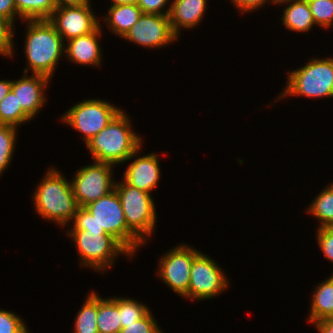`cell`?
I'll return each instance as SVG.
<instances>
[{
  "label": "cell",
  "instance_id": "6da1fadb",
  "mask_svg": "<svg viewBox=\"0 0 333 333\" xmlns=\"http://www.w3.org/2000/svg\"><path fill=\"white\" fill-rule=\"evenodd\" d=\"M71 229L105 231L117 239L133 256L144 245L128 228L117 191L85 207H78Z\"/></svg>",
  "mask_w": 333,
  "mask_h": 333
},
{
  "label": "cell",
  "instance_id": "7a4b0ae2",
  "mask_svg": "<svg viewBox=\"0 0 333 333\" xmlns=\"http://www.w3.org/2000/svg\"><path fill=\"white\" fill-rule=\"evenodd\" d=\"M132 122L123 109L102 129L92 137L86 148L90 151L92 161L117 164L129 161L139 155L142 150V137L134 132Z\"/></svg>",
  "mask_w": 333,
  "mask_h": 333
},
{
  "label": "cell",
  "instance_id": "3957f363",
  "mask_svg": "<svg viewBox=\"0 0 333 333\" xmlns=\"http://www.w3.org/2000/svg\"><path fill=\"white\" fill-rule=\"evenodd\" d=\"M26 25L24 73L41 74L52 79L64 52V41L48 19L23 20ZM28 69L30 71H28Z\"/></svg>",
  "mask_w": 333,
  "mask_h": 333
},
{
  "label": "cell",
  "instance_id": "277c9868",
  "mask_svg": "<svg viewBox=\"0 0 333 333\" xmlns=\"http://www.w3.org/2000/svg\"><path fill=\"white\" fill-rule=\"evenodd\" d=\"M37 185L32 197L38 215L61 227L73 222L78 205L71 182L55 167H51Z\"/></svg>",
  "mask_w": 333,
  "mask_h": 333
},
{
  "label": "cell",
  "instance_id": "5b68a950",
  "mask_svg": "<svg viewBox=\"0 0 333 333\" xmlns=\"http://www.w3.org/2000/svg\"><path fill=\"white\" fill-rule=\"evenodd\" d=\"M77 248L80 265L104 273L112 267L119 256L133 255L112 235L105 231H90L84 229H69L66 233Z\"/></svg>",
  "mask_w": 333,
  "mask_h": 333
},
{
  "label": "cell",
  "instance_id": "8992f818",
  "mask_svg": "<svg viewBox=\"0 0 333 333\" xmlns=\"http://www.w3.org/2000/svg\"><path fill=\"white\" fill-rule=\"evenodd\" d=\"M283 90L278 99L288 96L333 97V57L310 58L306 65L288 73Z\"/></svg>",
  "mask_w": 333,
  "mask_h": 333
},
{
  "label": "cell",
  "instance_id": "52a82bcc",
  "mask_svg": "<svg viewBox=\"0 0 333 333\" xmlns=\"http://www.w3.org/2000/svg\"><path fill=\"white\" fill-rule=\"evenodd\" d=\"M114 189L120 198L127 228L145 245L155 232L157 221L152 195L128 185L123 179L115 182Z\"/></svg>",
  "mask_w": 333,
  "mask_h": 333
},
{
  "label": "cell",
  "instance_id": "ba28073f",
  "mask_svg": "<svg viewBox=\"0 0 333 333\" xmlns=\"http://www.w3.org/2000/svg\"><path fill=\"white\" fill-rule=\"evenodd\" d=\"M122 109L108 101L86 99L68 109L59 119L82 133L86 144L104 129Z\"/></svg>",
  "mask_w": 333,
  "mask_h": 333
},
{
  "label": "cell",
  "instance_id": "9c48e42d",
  "mask_svg": "<svg viewBox=\"0 0 333 333\" xmlns=\"http://www.w3.org/2000/svg\"><path fill=\"white\" fill-rule=\"evenodd\" d=\"M114 167L93 161L91 165L82 166L75 172L70 182L78 207H85L114 190Z\"/></svg>",
  "mask_w": 333,
  "mask_h": 333
},
{
  "label": "cell",
  "instance_id": "30bf717a",
  "mask_svg": "<svg viewBox=\"0 0 333 333\" xmlns=\"http://www.w3.org/2000/svg\"><path fill=\"white\" fill-rule=\"evenodd\" d=\"M200 253L187 244L172 247L159 259L157 276L180 297L188 299L191 266Z\"/></svg>",
  "mask_w": 333,
  "mask_h": 333
},
{
  "label": "cell",
  "instance_id": "8fae6325",
  "mask_svg": "<svg viewBox=\"0 0 333 333\" xmlns=\"http://www.w3.org/2000/svg\"><path fill=\"white\" fill-rule=\"evenodd\" d=\"M224 270L212 258L200 253L194 260L190 271L188 299H212L229 287Z\"/></svg>",
  "mask_w": 333,
  "mask_h": 333
},
{
  "label": "cell",
  "instance_id": "7c38bea8",
  "mask_svg": "<svg viewBox=\"0 0 333 333\" xmlns=\"http://www.w3.org/2000/svg\"><path fill=\"white\" fill-rule=\"evenodd\" d=\"M149 49L162 48L178 41L173 33L168 15L142 13L139 20L122 38Z\"/></svg>",
  "mask_w": 333,
  "mask_h": 333
},
{
  "label": "cell",
  "instance_id": "4fadbf2b",
  "mask_svg": "<svg viewBox=\"0 0 333 333\" xmlns=\"http://www.w3.org/2000/svg\"><path fill=\"white\" fill-rule=\"evenodd\" d=\"M99 18L93 13L91 5L57 7L48 19L65 40L87 35L100 25Z\"/></svg>",
  "mask_w": 333,
  "mask_h": 333
},
{
  "label": "cell",
  "instance_id": "5bb4252c",
  "mask_svg": "<svg viewBox=\"0 0 333 333\" xmlns=\"http://www.w3.org/2000/svg\"><path fill=\"white\" fill-rule=\"evenodd\" d=\"M50 78L41 74L24 75L18 80H12L11 90L16 95L18 104L32 118L46 104V87L49 85ZM45 90V91H44Z\"/></svg>",
  "mask_w": 333,
  "mask_h": 333
},
{
  "label": "cell",
  "instance_id": "9a60e30c",
  "mask_svg": "<svg viewBox=\"0 0 333 333\" xmlns=\"http://www.w3.org/2000/svg\"><path fill=\"white\" fill-rule=\"evenodd\" d=\"M123 177L128 185L151 194L161 178L159 157L156 153H150L135 158L124 171Z\"/></svg>",
  "mask_w": 333,
  "mask_h": 333
},
{
  "label": "cell",
  "instance_id": "2e32d148",
  "mask_svg": "<svg viewBox=\"0 0 333 333\" xmlns=\"http://www.w3.org/2000/svg\"><path fill=\"white\" fill-rule=\"evenodd\" d=\"M100 26L93 32L68 40L64 46V52L67 60L73 64H80L86 66H100L102 65L103 51L100 47L99 38L102 35Z\"/></svg>",
  "mask_w": 333,
  "mask_h": 333
},
{
  "label": "cell",
  "instance_id": "e0dca14e",
  "mask_svg": "<svg viewBox=\"0 0 333 333\" xmlns=\"http://www.w3.org/2000/svg\"><path fill=\"white\" fill-rule=\"evenodd\" d=\"M209 0H173L169 20L173 33L179 38L182 29L199 25L205 15Z\"/></svg>",
  "mask_w": 333,
  "mask_h": 333
},
{
  "label": "cell",
  "instance_id": "ac0fdd59",
  "mask_svg": "<svg viewBox=\"0 0 333 333\" xmlns=\"http://www.w3.org/2000/svg\"><path fill=\"white\" fill-rule=\"evenodd\" d=\"M276 4H286L280 20L289 31L304 33L316 26L307 0H281Z\"/></svg>",
  "mask_w": 333,
  "mask_h": 333
},
{
  "label": "cell",
  "instance_id": "d6986e66",
  "mask_svg": "<svg viewBox=\"0 0 333 333\" xmlns=\"http://www.w3.org/2000/svg\"><path fill=\"white\" fill-rule=\"evenodd\" d=\"M141 15L142 11L137 4L111 5L103 17V22L106 21L105 26H108L114 35L123 38Z\"/></svg>",
  "mask_w": 333,
  "mask_h": 333
},
{
  "label": "cell",
  "instance_id": "ffe728a7",
  "mask_svg": "<svg viewBox=\"0 0 333 333\" xmlns=\"http://www.w3.org/2000/svg\"><path fill=\"white\" fill-rule=\"evenodd\" d=\"M311 301L307 322L315 323L333 316V274L315 287Z\"/></svg>",
  "mask_w": 333,
  "mask_h": 333
},
{
  "label": "cell",
  "instance_id": "44dd1931",
  "mask_svg": "<svg viewBox=\"0 0 333 333\" xmlns=\"http://www.w3.org/2000/svg\"><path fill=\"white\" fill-rule=\"evenodd\" d=\"M119 297L101 298L98 295L97 329L99 333H120L122 329Z\"/></svg>",
  "mask_w": 333,
  "mask_h": 333
},
{
  "label": "cell",
  "instance_id": "7402d4cb",
  "mask_svg": "<svg viewBox=\"0 0 333 333\" xmlns=\"http://www.w3.org/2000/svg\"><path fill=\"white\" fill-rule=\"evenodd\" d=\"M306 212L319 220L318 228L333 227V183L316 195Z\"/></svg>",
  "mask_w": 333,
  "mask_h": 333
},
{
  "label": "cell",
  "instance_id": "603a6c76",
  "mask_svg": "<svg viewBox=\"0 0 333 333\" xmlns=\"http://www.w3.org/2000/svg\"><path fill=\"white\" fill-rule=\"evenodd\" d=\"M98 294L89 292L74 322L73 333H99L97 329Z\"/></svg>",
  "mask_w": 333,
  "mask_h": 333
},
{
  "label": "cell",
  "instance_id": "cb8c5ba5",
  "mask_svg": "<svg viewBox=\"0 0 333 333\" xmlns=\"http://www.w3.org/2000/svg\"><path fill=\"white\" fill-rule=\"evenodd\" d=\"M14 3L22 21L49 19L57 8L55 0H14Z\"/></svg>",
  "mask_w": 333,
  "mask_h": 333
},
{
  "label": "cell",
  "instance_id": "d4e9b609",
  "mask_svg": "<svg viewBox=\"0 0 333 333\" xmlns=\"http://www.w3.org/2000/svg\"><path fill=\"white\" fill-rule=\"evenodd\" d=\"M32 118L18 104L16 95L12 90L0 102V125L20 127Z\"/></svg>",
  "mask_w": 333,
  "mask_h": 333
},
{
  "label": "cell",
  "instance_id": "484cf974",
  "mask_svg": "<svg viewBox=\"0 0 333 333\" xmlns=\"http://www.w3.org/2000/svg\"><path fill=\"white\" fill-rule=\"evenodd\" d=\"M18 128L10 125H0V177L11 164Z\"/></svg>",
  "mask_w": 333,
  "mask_h": 333
},
{
  "label": "cell",
  "instance_id": "4316f807",
  "mask_svg": "<svg viewBox=\"0 0 333 333\" xmlns=\"http://www.w3.org/2000/svg\"><path fill=\"white\" fill-rule=\"evenodd\" d=\"M150 309L132 298L119 297V312L122 328L144 317Z\"/></svg>",
  "mask_w": 333,
  "mask_h": 333
},
{
  "label": "cell",
  "instance_id": "83f0119b",
  "mask_svg": "<svg viewBox=\"0 0 333 333\" xmlns=\"http://www.w3.org/2000/svg\"><path fill=\"white\" fill-rule=\"evenodd\" d=\"M316 26L330 28L333 25V0H307Z\"/></svg>",
  "mask_w": 333,
  "mask_h": 333
},
{
  "label": "cell",
  "instance_id": "f1b7e54d",
  "mask_svg": "<svg viewBox=\"0 0 333 333\" xmlns=\"http://www.w3.org/2000/svg\"><path fill=\"white\" fill-rule=\"evenodd\" d=\"M15 25L8 19L0 16V55L13 58Z\"/></svg>",
  "mask_w": 333,
  "mask_h": 333
},
{
  "label": "cell",
  "instance_id": "f546056e",
  "mask_svg": "<svg viewBox=\"0 0 333 333\" xmlns=\"http://www.w3.org/2000/svg\"><path fill=\"white\" fill-rule=\"evenodd\" d=\"M27 327L16 313L0 309V333H30Z\"/></svg>",
  "mask_w": 333,
  "mask_h": 333
},
{
  "label": "cell",
  "instance_id": "4dcf8cb0",
  "mask_svg": "<svg viewBox=\"0 0 333 333\" xmlns=\"http://www.w3.org/2000/svg\"><path fill=\"white\" fill-rule=\"evenodd\" d=\"M158 326V322L149 311L144 317L136 320L134 323L128 324L127 327L122 328L120 333H164Z\"/></svg>",
  "mask_w": 333,
  "mask_h": 333
},
{
  "label": "cell",
  "instance_id": "1f68e13d",
  "mask_svg": "<svg viewBox=\"0 0 333 333\" xmlns=\"http://www.w3.org/2000/svg\"><path fill=\"white\" fill-rule=\"evenodd\" d=\"M316 233L319 248L327 260L333 263V227H320Z\"/></svg>",
  "mask_w": 333,
  "mask_h": 333
},
{
  "label": "cell",
  "instance_id": "d6a6232c",
  "mask_svg": "<svg viewBox=\"0 0 333 333\" xmlns=\"http://www.w3.org/2000/svg\"><path fill=\"white\" fill-rule=\"evenodd\" d=\"M169 1L170 0H138L137 5L142 13L145 14L169 15L170 6L166 7Z\"/></svg>",
  "mask_w": 333,
  "mask_h": 333
},
{
  "label": "cell",
  "instance_id": "836d02e7",
  "mask_svg": "<svg viewBox=\"0 0 333 333\" xmlns=\"http://www.w3.org/2000/svg\"><path fill=\"white\" fill-rule=\"evenodd\" d=\"M230 2H232L234 7L242 14L245 12H253L254 10L256 11L265 6V4H268V2L276 4L274 0H230Z\"/></svg>",
  "mask_w": 333,
  "mask_h": 333
},
{
  "label": "cell",
  "instance_id": "e575fe53",
  "mask_svg": "<svg viewBox=\"0 0 333 333\" xmlns=\"http://www.w3.org/2000/svg\"><path fill=\"white\" fill-rule=\"evenodd\" d=\"M0 16L10 20L13 24L16 22L19 14L17 13L14 0H0Z\"/></svg>",
  "mask_w": 333,
  "mask_h": 333
},
{
  "label": "cell",
  "instance_id": "d590c367",
  "mask_svg": "<svg viewBox=\"0 0 333 333\" xmlns=\"http://www.w3.org/2000/svg\"><path fill=\"white\" fill-rule=\"evenodd\" d=\"M319 333H333V319L324 318L313 323Z\"/></svg>",
  "mask_w": 333,
  "mask_h": 333
},
{
  "label": "cell",
  "instance_id": "8d00e7d4",
  "mask_svg": "<svg viewBox=\"0 0 333 333\" xmlns=\"http://www.w3.org/2000/svg\"><path fill=\"white\" fill-rule=\"evenodd\" d=\"M91 0H55L57 7L91 5Z\"/></svg>",
  "mask_w": 333,
  "mask_h": 333
},
{
  "label": "cell",
  "instance_id": "74e56055",
  "mask_svg": "<svg viewBox=\"0 0 333 333\" xmlns=\"http://www.w3.org/2000/svg\"><path fill=\"white\" fill-rule=\"evenodd\" d=\"M12 86V80H0V102L10 92Z\"/></svg>",
  "mask_w": 333,
  "mask_h": 333
},
{
  "label": "cell",
  "instance_id": "f35d334b",
  "mask_svg": "<svg viewBox=\"0 0 333 333\" xmlns=\"http://www.w3.org/2000/svg\"><path fill=\"white\" fill-rule=\"evenodd\" d=\"M111 5H120V4H137L138 0H111Z\"/></svg>",
  "mask_w": 333,
  "mask_h": 333
}]
</instances>
